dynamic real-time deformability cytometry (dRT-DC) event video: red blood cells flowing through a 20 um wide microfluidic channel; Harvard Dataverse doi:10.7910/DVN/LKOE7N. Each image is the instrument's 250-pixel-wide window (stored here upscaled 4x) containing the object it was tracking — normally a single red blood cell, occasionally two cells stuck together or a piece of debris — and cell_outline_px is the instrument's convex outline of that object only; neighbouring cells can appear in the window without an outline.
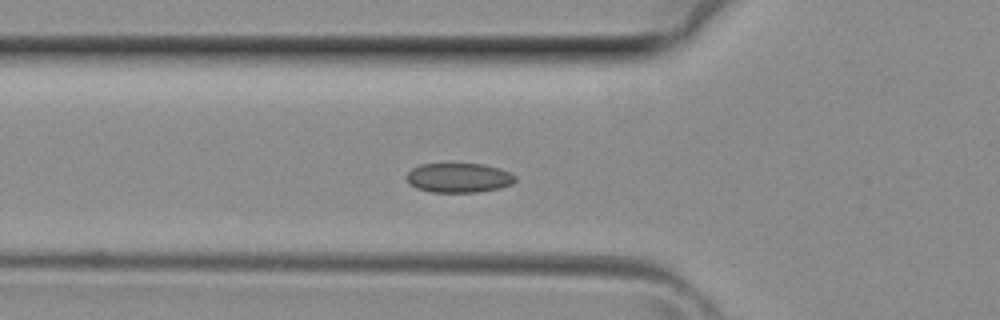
{"species": "common noctule bat (a hibernating species)", "species_latin": "Nyctalus noctula", "temperature_condition": "room temperature", "stored_images_in_passage": 41, "camera_frame_rate_fps": 3000, "um_per_image_px": 0.085, "animal": {"sex": "female", "body_mass_g": 29.2, "forearm_length_mm": 56.3}, "frame": {"image": 1, "passage_image": 12, "time_ms": 3.667, "image_size_px": [1000, 320], "cell_outline_px": [[516, 180], [512, 184], [500, 188], [480, 192], [432, 192], [416, 188], [408, 184], [404, 176], [412, 168], [420, 164], [484, 164], [500, 168], [512, 172], [516, 176]], "centroid_in_image_um": [39.0, 15.11], "position_along_channel_um": 86.8, "area_um2": 19.02}}
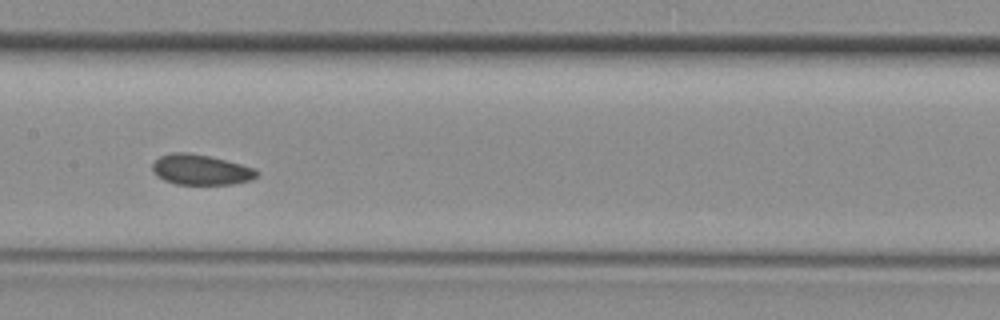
{"frame": {"image": 2, "passage_image": 18, "time_ms": 5.667, "image_size_px": [1000, 320], "cell_outline_px": [[260, 172], [252, 180], [232, 184], [176, 184], [164, 180], [156, 176], [152, 172], [152, 164], [160, 156], [172, 152], [188, 152], [208, 156], [256, 168]], "centroid_in_image_um": [17.06, 14.43], "position_along_channel_um": 190.3, "area_um2": 18.5}}
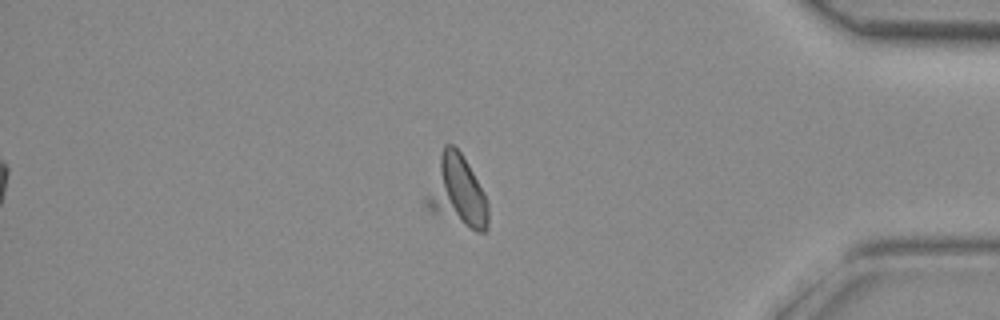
{"frame": {"image": 3, "passage_image": 32, "time_ms": 10.333, "image_size_px": [1000, 320], "cell_outline_px": [[488, 228], [484, 232], [476, 232], [428, 212], [424, 208], [424, 200], [444, 144], [452, 144], [460, 152], [484, 192], [488, 204]], "centroid_in_image_um": [38.83, 16.37], "position_along_channel_um": 396.4, "area_um2": 25.84}}